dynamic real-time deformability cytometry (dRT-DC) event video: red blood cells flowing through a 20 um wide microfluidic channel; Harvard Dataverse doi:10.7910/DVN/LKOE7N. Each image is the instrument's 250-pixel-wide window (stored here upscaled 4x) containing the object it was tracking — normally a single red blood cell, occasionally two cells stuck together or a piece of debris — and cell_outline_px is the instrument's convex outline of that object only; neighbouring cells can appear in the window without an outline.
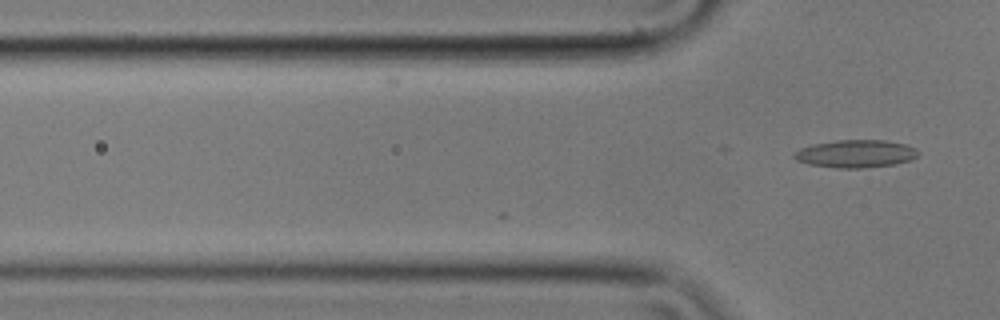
{"species": "common noctule bat (a hibernating species)", "species_latin": "Nyctalus noctula", "temperature_condition": "cold", "stored_images_in_passage": 2, "camera_frame_rate_fps": 3000, "um_per_image_px": 0.085, "animal": {"sex": "male", "body_mass_g": 17.9}, "frame": {"image": 1, "passage_image": 2, "time_ms": 0.333, "image_size_px": [1000, 320], "cell_outline_px": [[920, 152], [912, 160], [896, 164], [864, 168], [836, 168], [808, 164], [796, 160], [792, 156], [792, 152], [800, 148], [812, 144], [836, 140], [884, 140], [904, 144], [916, 148]], "centroid_in_image_um": [72.71, 13.07], "position_along_channel_um": 53.1, "area_um2": 20.29}}